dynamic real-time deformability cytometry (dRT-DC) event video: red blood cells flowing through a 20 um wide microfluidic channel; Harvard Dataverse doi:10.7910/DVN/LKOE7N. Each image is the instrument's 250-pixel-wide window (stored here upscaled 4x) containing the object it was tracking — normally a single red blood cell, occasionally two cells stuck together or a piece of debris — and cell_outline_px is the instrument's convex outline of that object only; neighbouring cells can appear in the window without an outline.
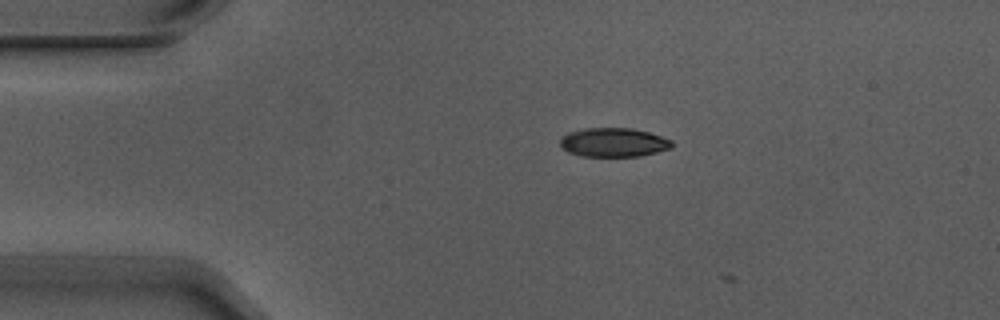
{"species": "Egyptian fruit bat (a non-hibernating species)", "species_latin": "Rousettus aegyptiacus", "temperature_condition": "warm", "stored_images_in_passage": 3, "camera_frame_rate_fps": 3000, "um_per_image_px": 0.085, "animal": {"sex": "male"}, "frame": {"image": 1, "passage_image": 1, "time_ms": 0.0, "image_size_px": [1000, 320], "cell_outline_px": [[672, 148], [640, 156], [584, 156], [568, 152], [560, 144], [560, 140], [568, 132], [584, 128], [632, 128], [648, 132], [672, 140]], "centroid_in_image_um": [52.16, 12.1], "position_along_channel_um": 32.8, "area_um2": 18.73}}